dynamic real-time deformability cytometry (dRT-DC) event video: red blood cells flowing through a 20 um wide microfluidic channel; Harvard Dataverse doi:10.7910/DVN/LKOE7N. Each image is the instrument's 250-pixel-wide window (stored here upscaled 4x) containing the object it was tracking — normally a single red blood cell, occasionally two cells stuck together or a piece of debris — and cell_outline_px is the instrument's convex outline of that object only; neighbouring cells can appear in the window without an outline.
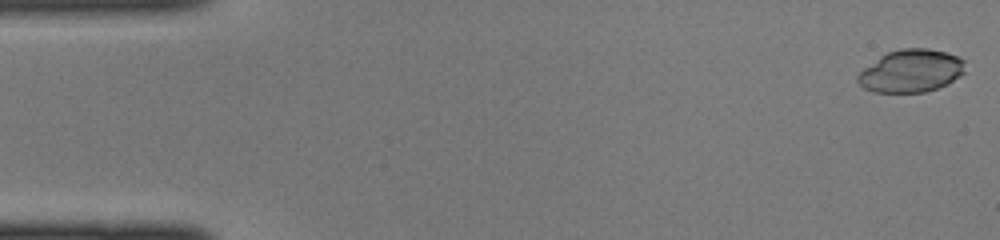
{"species": "common noctule bat (a hibernating species)", "species_latin": "Nyctalus noctula", "temperature_condition": "cold", "stored_images_in_passage": 44, "camera_frame_rate_fps": 3000, "um_per_image_px": 0.085, "animal": {"sex": "female", "body_mass_g": 22.0, "forearm_length_mm": 56.7}, "frame": {"image": 1, "passage_image": 1, "time_ms": 0.0, "image_size_px": [1000, 240], "cell_outline_px": [[964, 72], [960, 76], [948, 84], [924, 92], [872, 92], [864, 88], [856, 80], [856, 76], [864, 68], [880, 56], [888, 52], [900, 48], [928, 48], [944, 52], [956, 56], [964, 60]], "centroid_in_image_um": [77.42, 6.03], "position_along_channel_um": 7.6, "area_um2": 26.65}}
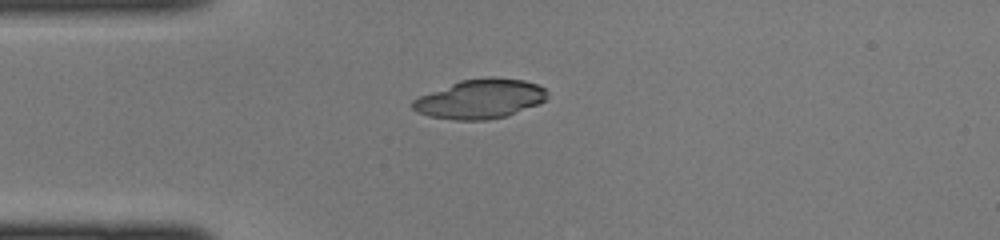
{"frame": {"image": 2, "passage_image": 11, "time_ms": 3.333, "image_size_px": [1000, 240], "cell_outline_px": [[548, 96], [540, 104], [508, 116], [488, 120], [456, 120], [428, 116], [416, 112], [412, 108], [412, 100], [420, 96], [460, 80], [488, 76], [492, 76], [524, 80], [536, 84], [544, 88], [548, 92]], "centroid_in_image_um": [40.84, 8.41], "position_along_channel_um": 44.2, "area_um2": 31.15}}
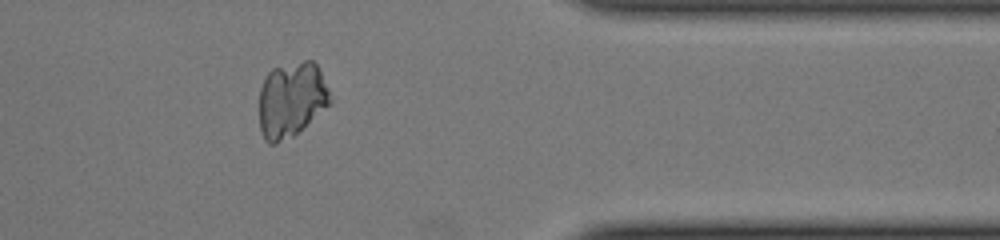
{"frame": {"image": 3, "passage_image": 36, "time_ms": 11.667, "image_size_px": [1000, 240], "cell_outline_px": [[332, 104], [292, 136], [276, 144], [268, 144], [264, 140], [260, 132], [260, 88], [264, 76], [272, 68], [304, 60], [312, 60], [316, 64], [328, 88], [332, 100]], "centroid_in_image_um": [24.76, 8.47], "position_along_channel_um": 386.6, "area_um2": 31.33}}